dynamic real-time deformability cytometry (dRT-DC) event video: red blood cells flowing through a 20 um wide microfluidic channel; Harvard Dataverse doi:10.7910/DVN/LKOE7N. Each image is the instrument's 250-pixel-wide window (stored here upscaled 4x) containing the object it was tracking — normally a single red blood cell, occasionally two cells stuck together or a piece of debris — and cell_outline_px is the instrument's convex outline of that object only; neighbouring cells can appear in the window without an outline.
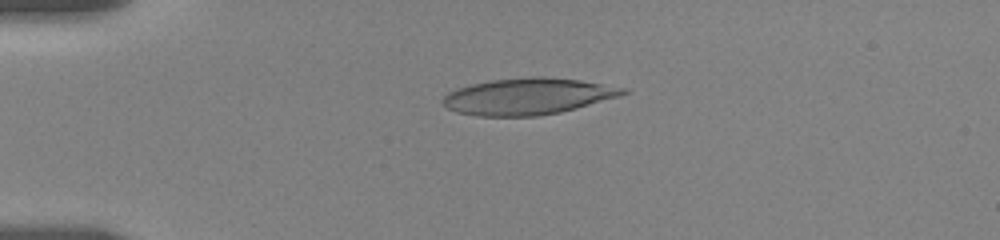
{"species": "human", "species_latin": "Homo sapiens", "temperature_condition": "room temperature", "stored_images_in_passage": 62, "camera_frame_rate_fps": 3000, "um_per_image_px": 0.085, "donor": {"sex": "female"}, "frame": {"image": 1, "passage_image": 11, "time_ms": 4.0, "image_size_px": [1000, 240], "cell_outline_px": [[632, 92], [620, 96], [576, 108], [560, 112], [536, 116], [476, 116], [456, 112], [448, 108], [444, 104], [444, 96], [448, 92], [456, 88], [472, 84], [492, 80], [532, 76], [544, 76], [580, 80], [628, 88]], "centroid_in_image_um": [44.91, 8.18], "position_along_channel_um": 40.1, "area_um2": 38.38}}
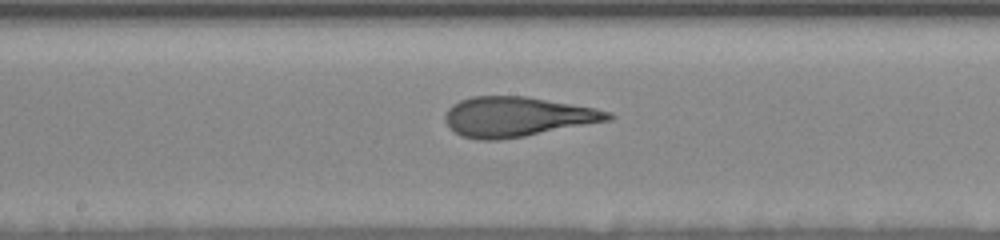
{"frame": {"image": 2, "passage_image": 33, "time_ms": 9.667, "image_size_px": [1000, 240], "cell_outline_px": [[616, 116], [612, 120], [524, 136], [500, 140], [476, 140], [460, 136], [448, 128], [444, 120], [444, 116], [448, 108], [452, 104], [460, 100], [472, 96], [528, 96], [596, 108], [612, 112]], "centroid_in_image_um": [43.94, 9.92], "position_along_channel_um": 204.3, "area_um2": 38.32}}
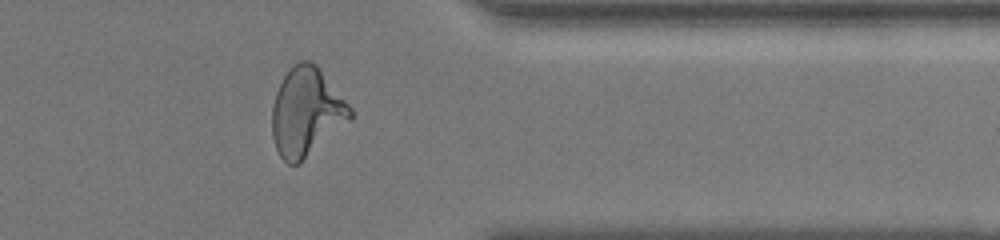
{"frame": {"image": 3, "passage_image": 51, "time_ms": 15.0, "image_size_px": [1000, 240], "cell_outline_px": [[352, 116], [300, 164], [288, 164], [280, 156], [276, 148], [272, 136], [272, 108], [276, 92], [284, 76], [292, 64], [300, 60], [308, 60], [316, 64], [352, 108]], "centroid_in_image_um": [26.01, 9.51], "position_along_channel_um": 385.4, "area_um2": 39.77}, "authors_computed_cell_mechanics": {"area_um2": 38.1191, "velocity_mm_per_s": 3.5417, "shape_relaxation_time_tau1_ms": 5.4127, "shape_relaxation_time_tau2_ms": 1.2525, "deformation_change_tau1": 0.2095, "deformation_change_tau2": 0.1001}}